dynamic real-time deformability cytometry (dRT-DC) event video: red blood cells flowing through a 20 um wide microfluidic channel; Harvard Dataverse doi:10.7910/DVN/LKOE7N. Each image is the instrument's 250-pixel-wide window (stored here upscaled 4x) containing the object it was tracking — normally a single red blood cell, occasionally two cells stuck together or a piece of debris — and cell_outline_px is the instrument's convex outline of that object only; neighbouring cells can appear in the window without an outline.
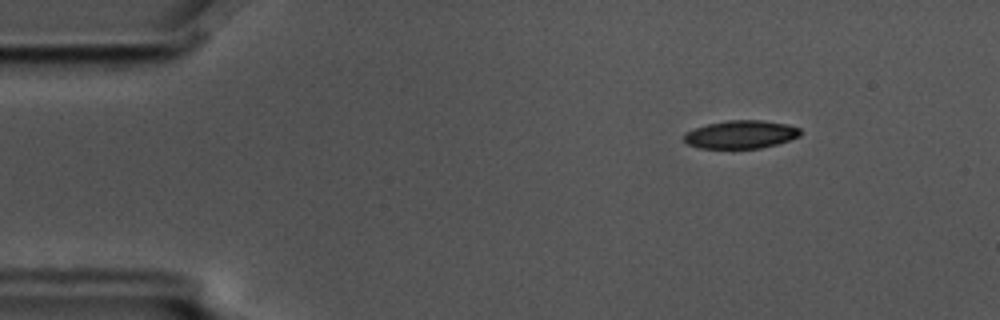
{"species": "common noctule bat (a hibernating species)", "species_latin": "Nyctalus noctula", "temperature_condition": "cold", "stored_images_in_passage": 9, "camera_frame_rate_fps": 3000, "um_per_image_px": 0.085, "animal": {"sex": "male", "body_mass_g": 17.5, "forearm_length_mm": 52.3}, "frame": {"image": 1, "passage_image": 3, "time_ms": 0.667, "image_size_px": [1000, 320], "cell_outline_px": [[800, 136], [776, 144], [760, 148], [700, 148], [688, 144], [684, 140], [684, 132], [708, 124], [728, 120], [760, 120], [788, 124], [800, 128]], "centroid_in_image_um": [62.97, 11.42], "position_along_channel_um": 22.0, "area_um2": 18.9}}